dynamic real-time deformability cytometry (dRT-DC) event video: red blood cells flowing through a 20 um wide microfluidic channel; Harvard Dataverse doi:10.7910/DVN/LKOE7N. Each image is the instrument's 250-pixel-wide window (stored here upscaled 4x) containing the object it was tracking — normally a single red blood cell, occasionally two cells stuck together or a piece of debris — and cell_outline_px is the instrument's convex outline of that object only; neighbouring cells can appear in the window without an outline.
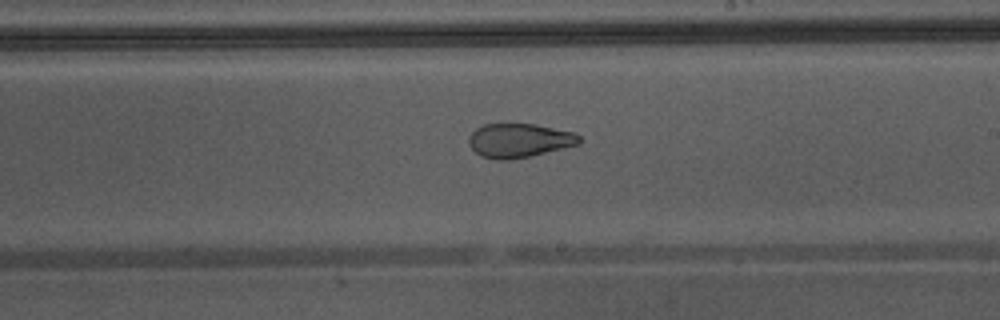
{"species": "Egyptian fruit bat (a non-hibernating species)", "species_latin": "Rousettus aegyptiacus", "temperature_condition": "warm", "stored_images_in_passage": 32, "camera_frame_rate_fps": 3000, "um_per_image_px": 0.085, "animal": {"sex": "male"}, "frame": {"image": 1, "passage_image": 31, "time_ms": 10.0, "image_size_px": [1000, 320], "cell_outline_px": [[580, 144], [528, 156], [508, 160], [496, 160], [480, 156], [468, 144], [468, 136], [476, 128], [484, 124], [536, 124], [576, 132], [580, 136]], "centroid_in_image_um": [44.12, 11.93], "position_along_channel_um": 244.9, "area_um2": 21.96}}